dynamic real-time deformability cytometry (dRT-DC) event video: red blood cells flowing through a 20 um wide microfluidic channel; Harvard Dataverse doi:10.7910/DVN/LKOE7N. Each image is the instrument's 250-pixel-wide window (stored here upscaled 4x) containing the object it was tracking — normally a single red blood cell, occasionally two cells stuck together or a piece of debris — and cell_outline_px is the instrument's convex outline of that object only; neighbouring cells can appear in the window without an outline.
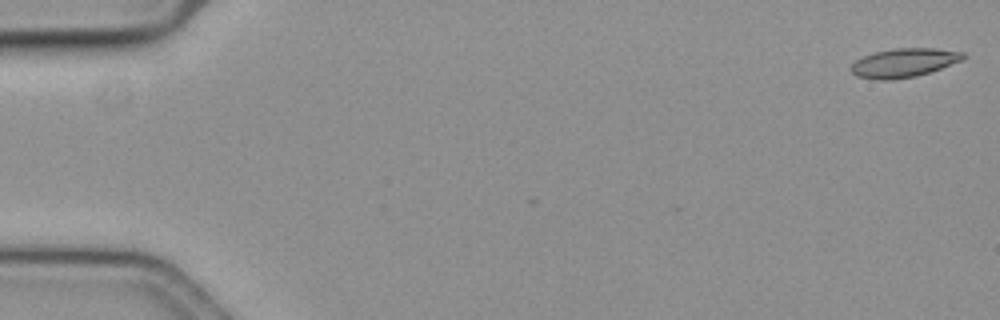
{"species": "common noctule bat (a hibernating species)", "species_latin": "Nyctalus noctula", "temperature_condition": "cold", "stored_images_in_passage": 6, "camera_frame_rate_fps": 3000, "um_per_image_px": 0.085, "animal": {"sex": "female", "body_mass_g": 19.3, "forearm_length_mm": 54.1}, "frame": {"image": 1, "passage_image": 1, "time_ms": 0.0, "image_size_px": [1000, 320], "cell_outline_px": [[968, 56], [964, 60], [916, 76], [892, 80], [876, 80], [856, 76], [848, 68], [856, 60], [864, 56], [876, 52], [892, 48], [936, 48], [964, 52]], "centroid_in_image_um": [76.84, 5.33], "position_along_channel_um": 8.2, "area_um2": 19.02}}